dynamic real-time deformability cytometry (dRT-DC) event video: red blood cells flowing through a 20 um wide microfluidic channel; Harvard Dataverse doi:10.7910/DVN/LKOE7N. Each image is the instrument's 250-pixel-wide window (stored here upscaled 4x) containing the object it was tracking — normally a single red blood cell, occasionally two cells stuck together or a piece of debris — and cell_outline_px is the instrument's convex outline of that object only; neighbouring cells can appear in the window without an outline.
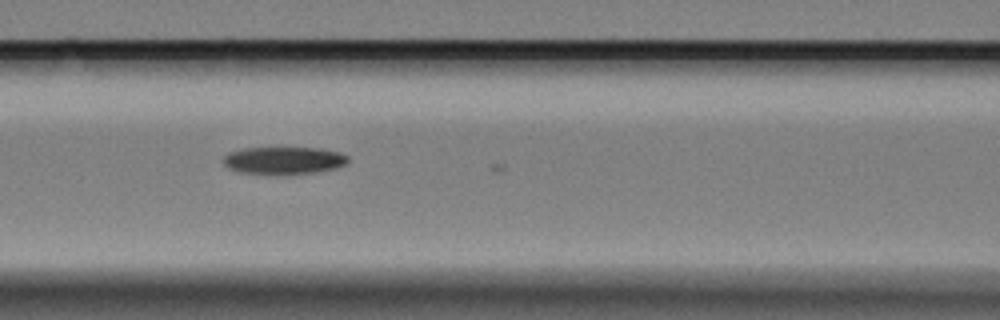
{"species": "Egyptian fruit bat (a non-hibernating species)", "species_latin": "Rousettus aegyptiacus", "temperature_condition": "cold", "stored_images_in_passage": 25, "camera_frame_rate_fps": 3000, "um_per_image_px": 0.085, "animal": {"sex": "female"}, "frame": {"image": 1, "passage_image": 5, "time_ms": 1.333, "image_size_px": [1000, 320], "cell_outline_px": [[348, 164], [336, 168], [316, 172], [240, 172], [228, 168], [224, 164], [224, 156], [228, 152], [244, 148], [320, 148], [340, 152], [348, 156]], "centroid_in_image_um": [24.16, 13.6], "position_along_channel_um": 142.4, "area_um2": 19.31}}
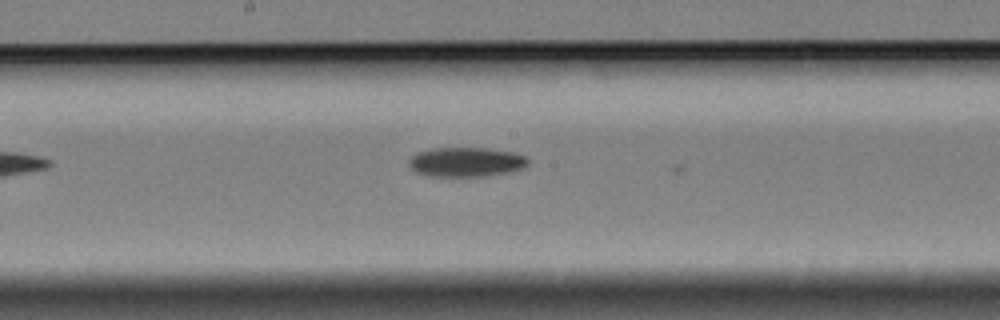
{"frame": {"image": 2, "passage_image": 11, "time_ms": 3.333, "image_size_px": [1000, 320], "cell_outline_px": [[528, 164], [524, 168], [484, 176], [424, 176], [416, 172], [408, 164], [408, 160], [416, 152], [432, 148], [484, 148], [512, 152], [524, 156], [528, 160]], "centroid_in_image_um": [39.55, 13.77], "position_along_channel_um": 208.6, "area_um2": 20.35}}
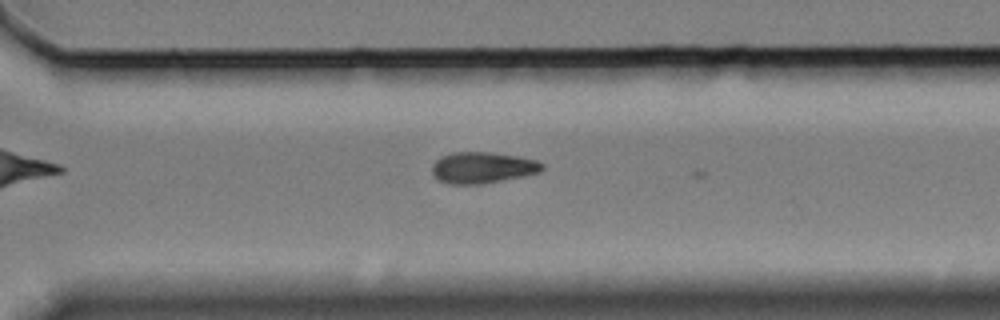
{"frame": {"image": 3, "passage_image": 22, "time_ms": 7.0, "image_size_px": [1000, 320], "cell_outline_px": [[544, 168], [540, 172], [524, 176], [480, 184], [448, 184], [440, 180], [432, 172], [432, 164], [440, 156], [452, 152], [492, 152], [516, 156], [536, 160], [544, 164]], "centroid_in_image_um": [41.01, 14.24], "position_along_channel_um": 329.6, "area_um2": 20.06}}